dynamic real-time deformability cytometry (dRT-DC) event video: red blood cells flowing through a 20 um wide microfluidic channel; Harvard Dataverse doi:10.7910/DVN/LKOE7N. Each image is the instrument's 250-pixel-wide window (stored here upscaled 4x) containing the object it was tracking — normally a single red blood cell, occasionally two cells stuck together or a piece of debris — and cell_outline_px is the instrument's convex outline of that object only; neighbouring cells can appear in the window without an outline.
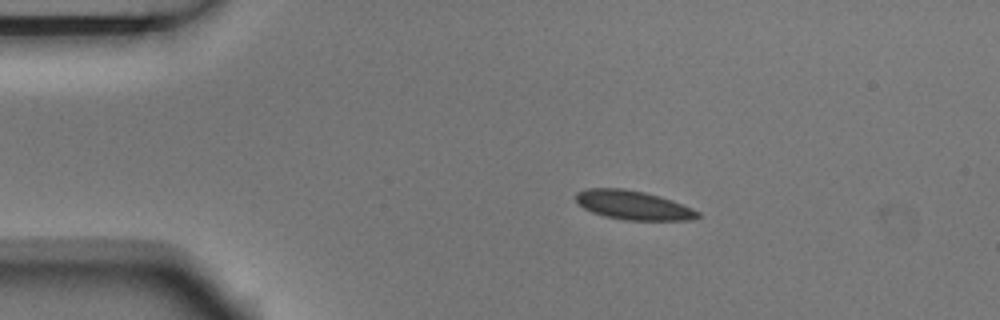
{"species": "Egyptian fruit bat (a non-hibernating species)", "species_latin": "Rousettus aegyptiacus", "temperature_condition": "room temperature", "stored_images_in_passage": 6, "camera_frame_rate_fps": 3000, "um_per_image_px": 0.085, "animal": {"sex": "male"}, "frame": {"image": 1, "passage_image": 4, "time_ms": 1.0, "image_size_px": [1000, 320], "cell_outline_px": [[700, 216], [692, 220], [624, 220], [604, 216], [592, 212], [584, 208], [576, 200], [576, 192], [588, 188], [624, 188], [644, 192], [660, 196], [672, 200], [692, 208], [700, 212]], "centroid_in_image_um": [53.83, 17.44], "position_along_channel_um": 31.2, "area_um2": 20.63}}
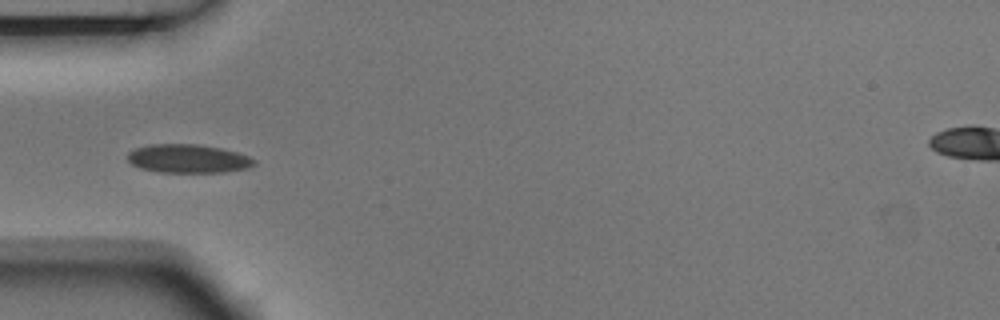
{"frame": {"image": 2, "passage_image": 6, "time_ms": 1.667, "image_size_px": [1000, 320], "cell_outline_px": [[256, 164], [248, 168], [224, 172], [160, 172], [140, 168], [132, 164], [128, 160], [128, 152], [136, 148], [148, 144], [196, 144], [220, 148], [236, 152], [248, 156], [256, 160]], "centroid_in_image_um": [15.99, 13.48], "position_along_channel_um": 69.0, "area_um2": 21.04}}